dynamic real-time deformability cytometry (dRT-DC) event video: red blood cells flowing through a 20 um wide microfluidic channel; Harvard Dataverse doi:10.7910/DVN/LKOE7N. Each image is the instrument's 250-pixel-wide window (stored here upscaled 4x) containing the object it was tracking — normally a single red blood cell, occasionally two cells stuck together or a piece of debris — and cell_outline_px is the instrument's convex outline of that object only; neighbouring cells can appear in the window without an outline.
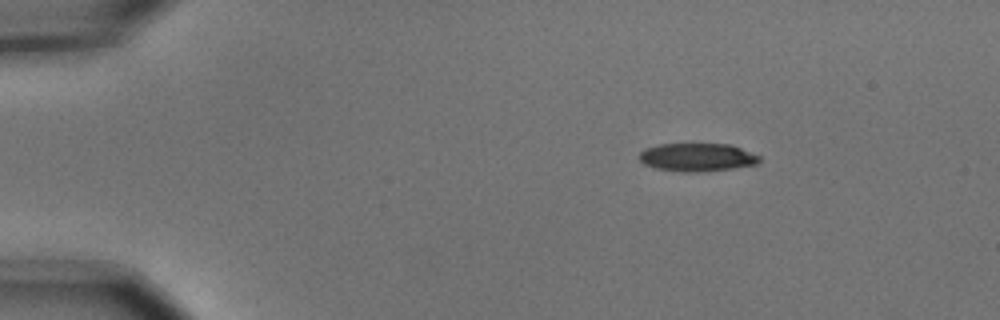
{"species": "common noctule bat (a hibernating species)", "species_latin": "Nyctalus noctula", "temperature_condition": "cold", "stored_images_in_passage": 3, "camera_frame_rate_fps": 3000, "um_per_image_px": 0.085, "animal": {"sex": "male", "body_mass_g": 15.6}, "frame": {"image": 1, "passage_image": 1, "time_ms": 0.0, "image_size_px": [1000, 320], "cell_outline_px": [[760, 160], [756, 164], [732, 168], [696, 172], [680, 172], [656, 168], [644, 164], [640, 160], [640, 152], [644, 148], [656, 144], [732, 144], [760, 156]], "centroid_in_image_um": [59.24, 13.36], "position_along_channel_um": 25.8, "area_um2": 19.71}}